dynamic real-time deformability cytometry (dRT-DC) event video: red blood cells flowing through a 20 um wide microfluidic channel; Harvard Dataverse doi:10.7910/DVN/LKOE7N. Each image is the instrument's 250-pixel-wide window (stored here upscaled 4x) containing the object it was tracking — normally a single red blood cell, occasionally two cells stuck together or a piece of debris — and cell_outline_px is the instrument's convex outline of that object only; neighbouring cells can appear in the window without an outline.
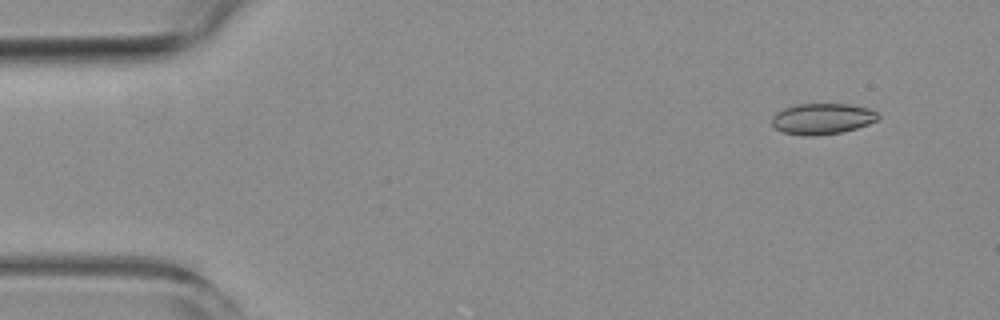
{"species": "common noctule bat (a hibernating species)", "species_latin": "Nyctalus noctula", "temperature_condition": "room temperature", "stored_images_in_passage": 4, "camera_frame_rate_fps": 3000, "um_per_image_px": 0.085, "animal": {"sex": "female", "body_mass_g": 19.3, "forearm_length_mm": 54.1}, "frame": {"image": 1, "passage_image": 1, "time_ms": 0.0, "image_size_px": [1000, 320], "cell_outline_px": [[880, 116], [876, 120], [868, 124], [856, 128], [840, 132], [816, 136], [804, 136], [784, 132], [776, 128], [772, 124], [772, 116], [776, 112], [784, 108], [796, 104], [848, 104], [868, 108], [876, 112]], "centroid_in_image_um": [69.87, 10.09], "position_along_channel_um": 15.1, "area_um2": 19.07}}
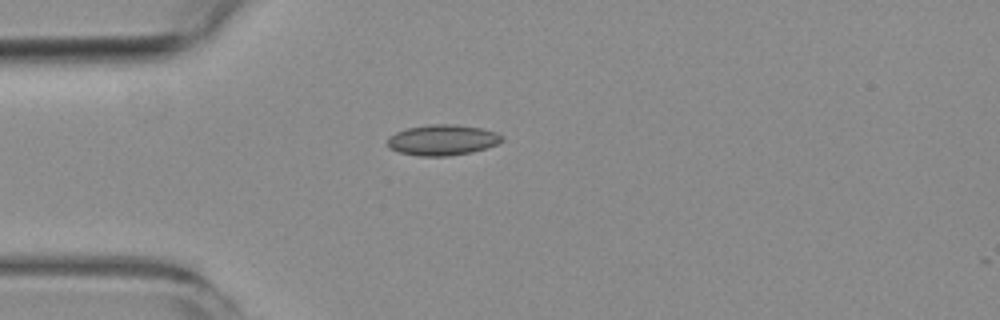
{"frame": {"image": 2, "passage_image": 3, "time_ms": 3.333, "image_size_px": [1000, 320], "cell_outline_px": [[504, 140], [496, 144], [472, 152], [448, 156], [420, 156], [400, 152], [388, 148], [388, 136], [396, 132], [408, 128], [428, 124], [452, 124], [484, 128], [496, 132], [504, 136]], "centroid_in_image_um": [37.62, 11.89], "position_along_channel_um": 47.4, "area_um2": 20.52}}